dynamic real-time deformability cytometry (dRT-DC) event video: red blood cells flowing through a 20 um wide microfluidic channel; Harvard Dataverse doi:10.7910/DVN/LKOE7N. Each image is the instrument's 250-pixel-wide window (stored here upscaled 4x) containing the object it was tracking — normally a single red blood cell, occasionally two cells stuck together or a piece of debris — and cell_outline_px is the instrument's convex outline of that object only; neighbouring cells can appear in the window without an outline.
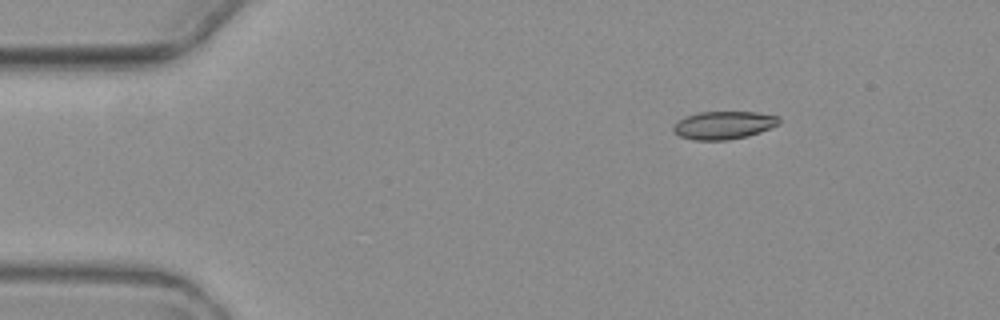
{"species": "common noctule bat (a hibernating species)", "species_latin": "Nyctalus noctula", "temperature_condition": "warm", "stored_images_in_passage": 4, "camera_frame_rate_fps": 3000, "um_per_image_px": 0.085, "animal": {"sex": "female", "body_mass_g": 19.3, "forearm_length_mm": 54.1}, "frame": {"image": 1, "passage_image": 1, "time_ms": 0.0, "image_size_px": [1000, 320], "cell_outline_px": [[780, 124], [760, 132], [748, 136], [728, 140], [692, 140], [680, 136], [672, 128], [672, 124], [688, 116], [700, 112], [756, 112], [780, 116]], "centroid_in_image_um": [61.55, 10.64], "position_along_channel_um": 23.5, "area_um2": 17.22}}